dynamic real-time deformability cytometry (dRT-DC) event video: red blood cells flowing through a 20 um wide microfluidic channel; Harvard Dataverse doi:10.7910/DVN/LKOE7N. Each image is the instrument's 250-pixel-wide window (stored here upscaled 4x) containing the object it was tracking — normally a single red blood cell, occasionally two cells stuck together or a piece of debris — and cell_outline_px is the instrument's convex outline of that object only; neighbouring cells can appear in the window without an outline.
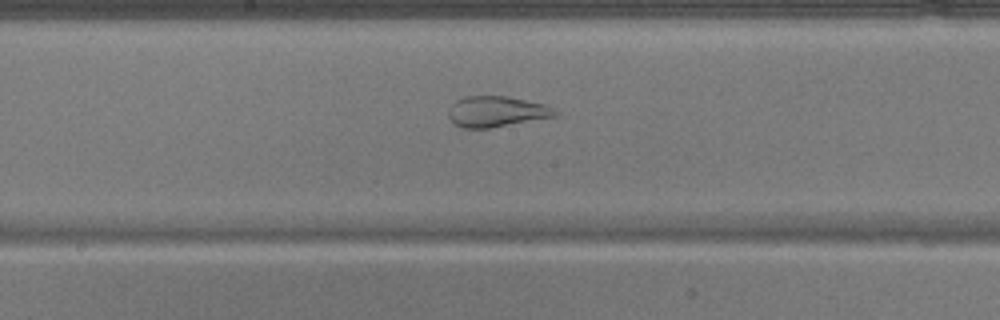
{"species": "common noctule bat (a hibernating species)", "species_latin": "Nyctalus noctula", "temperature_condition": "warm", "stored_images_in_passage": 50, "camera_frame_rate_fps": 3000, "um_per_image_px": 0.085, "animal": {"sex": "male", "body_mass_g": 17.9}, "frame": {"image": 1, "passage_image": 27, "time_ms": 8.667, "image_size_px": [1000, 320], "cell_outline_px": [[560, 116], [488, 128], [464, 128], [456, 124], [448, 116], [448, 108], [456, 100], [464, 96], [508, 96], [548, 104], [560, 112]], "centroid_in_image_um": [42.28, 9.47], "position_along_channel_um": 205.9, "area_um2": 19.42}}
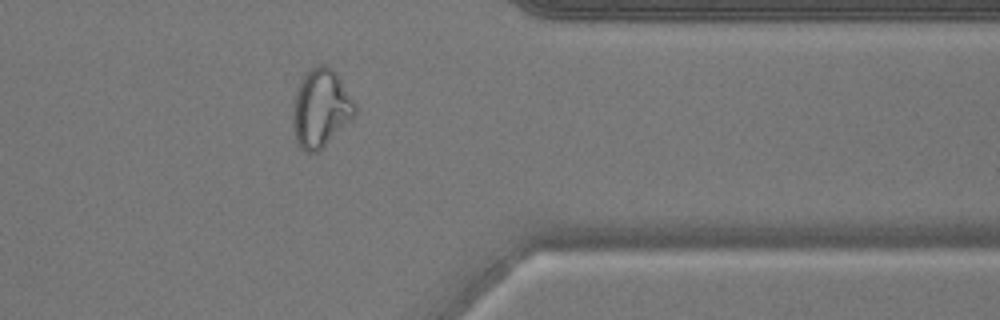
{"frame": {"image": 2, "passage_image": 41, "time_ms": 13.333, "image_size_px": [1000, 320], "cell_outline_px": [[360, 108], [356, 116], [352, 120], [316, 152], [308, 152], [300, 148], [296, 140], [292, 124], [292, 104], [300, 80], [308, 68], [316, 64], [324, 64], [332, 68], [336, 72]], "centroid_in_image_um": [27.29, 9.15], "position_along_channel_um": 384.1, "area_um2": 28.9}}
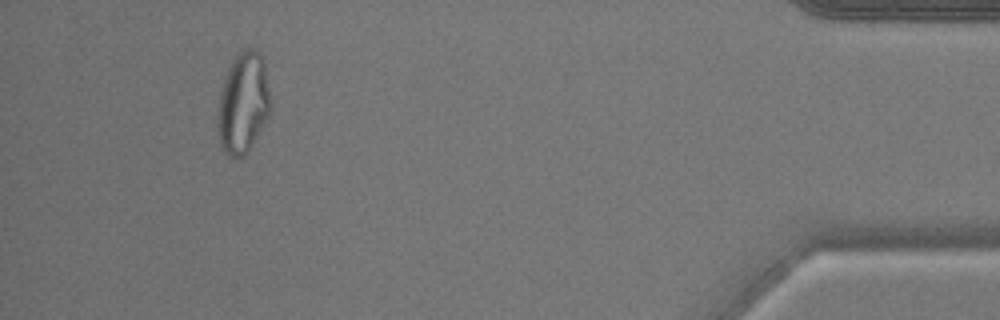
{"frame": {"image": 3, "passage_image": 47, "time_ms": 15.333, "image_size_px": [1000, 320], "cell_outline_px": [[272, 112], [248, 152], [244, 156], [236, 160], [228, 156], [220, 144], [216, 120], [220, 92], [228, 68], [232, 60], [244, 48], [256, 48], [260, 52], [264, 60], [272, 108]], "centroid_in_image_um": [20.68, 8.78], "position_along_channel_um": 414.5, "area_um2": 31.79}}